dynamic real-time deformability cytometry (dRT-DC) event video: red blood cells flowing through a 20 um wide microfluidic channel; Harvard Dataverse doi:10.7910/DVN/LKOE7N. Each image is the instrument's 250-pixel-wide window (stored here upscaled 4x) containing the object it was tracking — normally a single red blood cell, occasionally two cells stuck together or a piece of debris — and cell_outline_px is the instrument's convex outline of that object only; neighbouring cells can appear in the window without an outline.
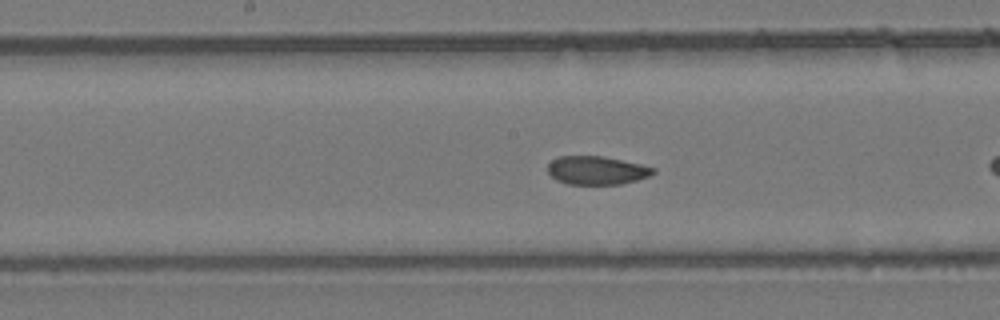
{"species": "common noctule bat (a hibernating species)", "species_latin": "Nyctalus noctula", "temperature_condition": "room temperature", "stored_images_in_passage": 16, "camera_frame_rate_fps": 3000, "um_per_image_px": 0.085, "animal": {"sex": "female", "body_mass_g": 24.6, "forearm_length_mm": 56.2}, "frame": {"image": 1, "passage_image": 12, "time_ms": 3.667, "image_size_px": [1000, 320], "cell_outline_px": [[656, 172], [648, 176], [636, 180], [620, 184], [568, 184], [556, 180], [548, 172], [548, 164], [556, 156], [604, 156], [640, 164], [656, 168]], "centroid_in_image_um": [50.71, 14.47], "position_along_channel_um": 197.5, "area_um2": 17.46}}